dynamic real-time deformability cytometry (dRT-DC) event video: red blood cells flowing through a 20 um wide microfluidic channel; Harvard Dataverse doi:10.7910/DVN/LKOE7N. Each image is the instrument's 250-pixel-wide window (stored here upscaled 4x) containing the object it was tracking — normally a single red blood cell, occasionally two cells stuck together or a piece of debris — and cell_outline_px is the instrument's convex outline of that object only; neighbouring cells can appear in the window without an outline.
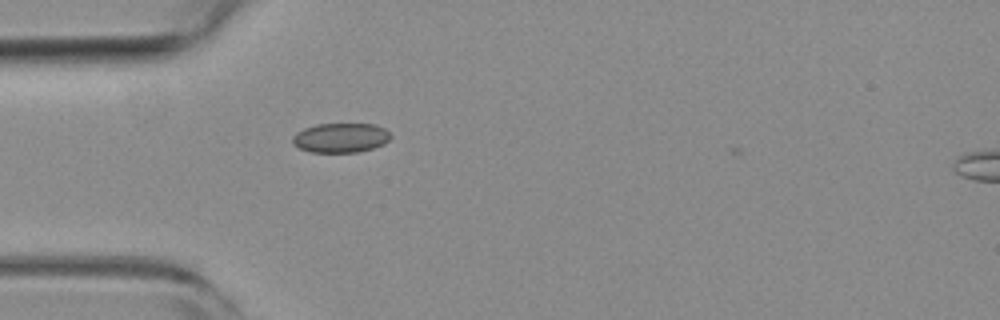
{"species": "common noctule bat (a hibernating species)", "species_latin": "Nyctalus noctula", "temperature_condition": "room temperature", "stored_images_in_passage": 2, "camera_frame_rate_fps": 3000, "um_per_image_px": 0.085, "animal": {"sex": "female", "body_mass_g": 19.3, "forearm_length_mm": 54.1}, "frame": {"image": 1, "passage_image": 1, "time_ms": 0.0, "image_size_px": [1000, 320], "cell_outline_px": [[392, 136], [384, 144], [372, 148], [356, 152], [312, 152], [300, 148], [292, 144], [292, 136], [296, 132], [304, 128], [316, 124], [376, 124], [384, 128]], "centroid_in_image_um": [28.94, 11.7], "position_along_channel_um": 56.1, "area_um2": 16.88}}